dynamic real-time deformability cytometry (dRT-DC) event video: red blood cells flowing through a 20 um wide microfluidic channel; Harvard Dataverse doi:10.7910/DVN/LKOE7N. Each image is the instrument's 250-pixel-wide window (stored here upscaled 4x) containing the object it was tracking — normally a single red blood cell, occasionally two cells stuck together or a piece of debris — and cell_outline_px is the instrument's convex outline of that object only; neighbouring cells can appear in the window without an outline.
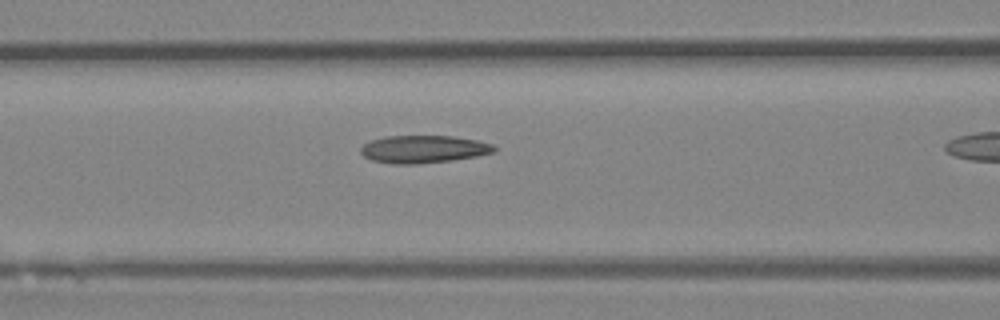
{"species": "Egyptian fruit bat (a non-hibernating species)", "species_latin": "Rousettus aegyptiacus", "temperature_condition": "room temperature", "stored_images_in_passage": 24, "camera_frame_rate_fps": 3000, "um_per_image_px": 0.085, "animal": {"sex": "female"}, "frame": {"image": 1, "passage_image": 17, "time_ms": 5.333, "image_size_px": [1000, 320], "cell_outline_px": [[496, 152], [476, 156], [452, 160], [416, 164], [392, 164], [372, 160], [364, 156], [360, 152], [360, 148], [364, 144], [372, 140], [384, 136], [452, 136], [476, 140], [492, 144], [496, 148]], "centroid_in_image_um": [35.99, 12.68], "position_along_channel_um": 130.6, "area_um2": 21.44}}